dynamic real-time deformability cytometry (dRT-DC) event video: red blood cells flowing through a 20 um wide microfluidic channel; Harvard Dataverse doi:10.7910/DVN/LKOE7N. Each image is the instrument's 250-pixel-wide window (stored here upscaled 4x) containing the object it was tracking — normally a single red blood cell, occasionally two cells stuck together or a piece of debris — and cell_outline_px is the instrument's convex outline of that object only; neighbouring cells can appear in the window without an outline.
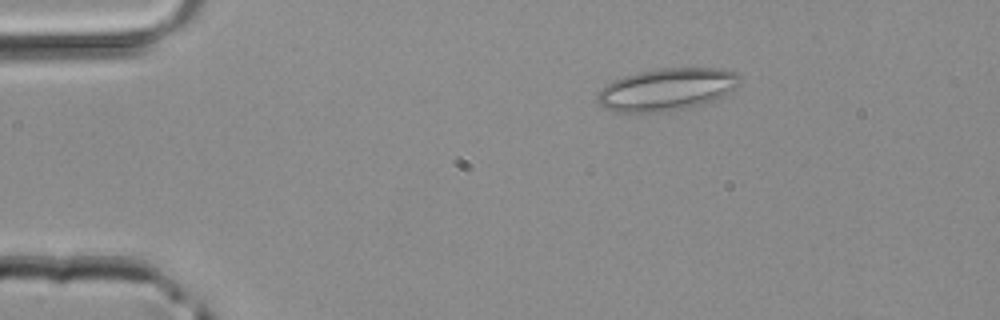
{"species": "common noctule bat (a hibernating species)", "species_latin": "Nyctalus noctula", "temperature_condition": "room temperature", "stored_images_in_passage": 4, "camera_frame_rate_fps": 3000, "um_per_image_px": 0.085, "animal": {"sex": "male", "body_mass_g": 20.4}, "frame": {"image": 1, "passage_image": 2, "time_ms": 0.333, "image_size_px": [1000, 320], "cell_outline_px": [[740, 84], [736, 88], [704, 104], [668, 112], [616, 112], [604, 108], [596, 100], [596, 96], [608, 84], [624, 76], [636, 72], [660, 68], [720, 68], [740, 72]], "centroid_in_image_um": [56.71, 7.6], "position_along_channel_um": 28.3, "area_um2": 35.2}}